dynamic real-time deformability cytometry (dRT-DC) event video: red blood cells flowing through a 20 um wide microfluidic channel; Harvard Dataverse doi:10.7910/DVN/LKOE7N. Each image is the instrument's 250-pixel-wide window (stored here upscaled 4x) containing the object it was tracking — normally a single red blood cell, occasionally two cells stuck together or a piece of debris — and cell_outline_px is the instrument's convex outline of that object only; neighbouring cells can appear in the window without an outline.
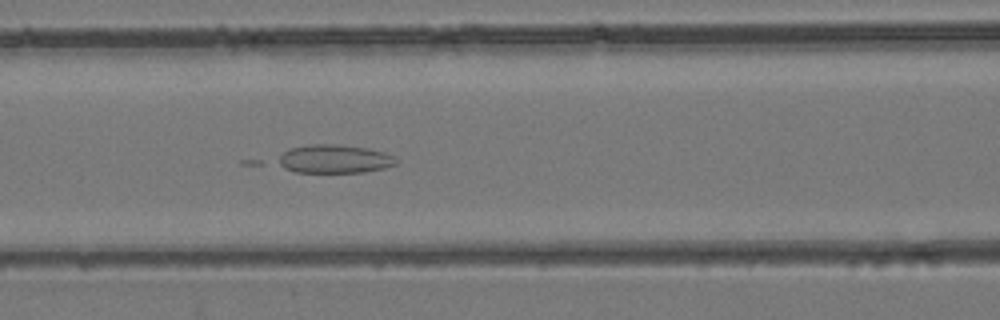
{"species": "common noctule bat (a hibernating species)", "species_latin": "Nyctalus noctula", "temperature_condition": "room temperature", "stored_images_in_passage": 43, "camera_frame_rate_fps": 3000, "um_per_image_px": 0.085, "animal": {"sex": "female", "body_mass_g": 24.6, "forearm_length_mm": 56.2}, "frame": {"image": 1, "passage_image": 17, "time_ms": 5.333, "image_size_px": [1000, 320], "cell_outline_px": [[396, 164], [384, 168], [364, 172], [296, 172], [284, 168], [276, 164], [272, 160], [284, 152], [292, 148], [308, 144], [340, 144], [368, 148], [384, 152], [396, 156]], "centroid_in_image_um": [28.38, 13.5], "position_along_channel_um": 138.2, "area_um2": 19.88}}
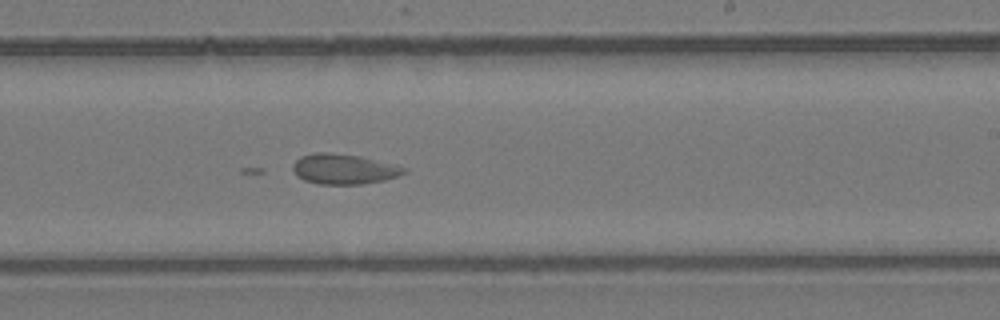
{"frame": {"image": 2, "passage_image": 25, "time_ms": 8.0, "image_size_px": [1000, 320], "cell_outline_px": [[408, 172], [400, 176], [384, 180], [360, 184], [320, 184], [304, 180], [296, 176], [292, 168], [292, 164], [300, 156], [316, 152], [328, 152], [360, 156], [408, 168]], "centroid_in_image_um": [29.22, 14.37], "position_along_channel_um": 259.8, "area_um2": 19.65}}
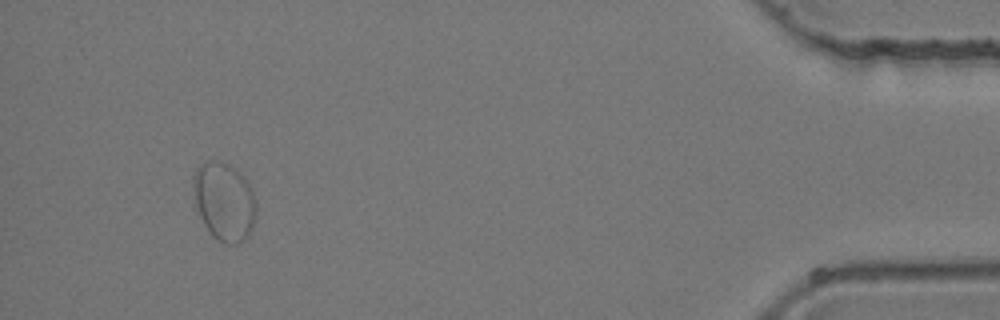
{"frame": {"image": 3, "passage_image": 40, "time_ms": 13.0, "image_size_px": [1000, 320], "cell_outline_px": [[256, 216], [252, 228], [248, 236], [240, 244], [224, 244], [216, 240], [212, 236], [192, 208], [192, 176], [196, 168], [200, 164], [212, 160], [220, 160], [236, 168], [244, 176], [252, 188], [256, 200]], "centroid_in_image_um": [19.01, 17.13], "position_along_channel_um": 416.2, "area_um2": 30.06}}